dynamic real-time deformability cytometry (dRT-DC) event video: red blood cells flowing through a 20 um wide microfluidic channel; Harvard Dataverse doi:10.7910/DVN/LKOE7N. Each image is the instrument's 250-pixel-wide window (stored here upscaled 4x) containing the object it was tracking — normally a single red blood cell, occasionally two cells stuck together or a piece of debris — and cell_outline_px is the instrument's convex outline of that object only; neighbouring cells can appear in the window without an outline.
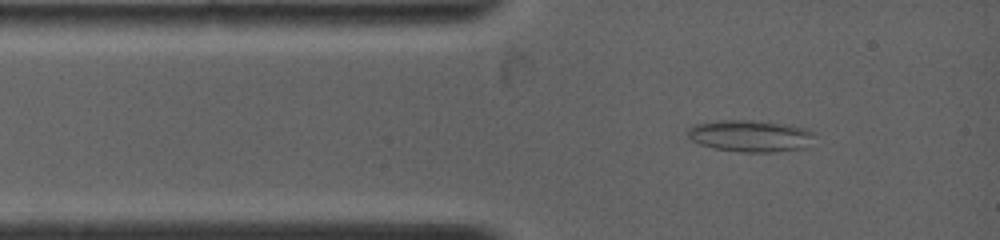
{"species": "common noctule bat (a hibernating species)", "species_latin": "Nyctalus noctula", "temperature_condition": "warm", "stored_images_in_passage": 20, "camera_frame_rate_fps": 4500, "um_per_image_px": 0.085, "animal": {"sex": "female", "body_mass_g": 19.0, "forearm_length_mm": 53.3}, "frame": {"image": 1, "passage_image": 3, "time_ms": 1.111, "image_size_px": [1000, 240], "cell_outline_px": [[816, 132], [804, 148], [772, 152], [740, 152], [716, 148], [700, 144], [692, 140], [688, 136], [688, 128], [692, 124], [716, 120], [752, 120], [788, 124], [804, 128]], "centroid_in_image_um": [63.75, 11.54], "position_along_channel_um": 21.3, "area_um2": 23.47}}
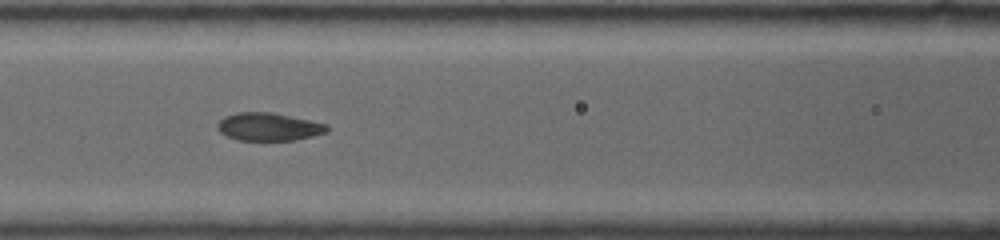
{"frame": {"image": 2, "passage_image": 11, "time_ms": 4.667, "image_size_px": [1000, 240], "cell_outline_px": [[328, 132], [312, 136], [292, 140], [240, 140], [228, 136], [220, 132], [216, 128], [216, 124], [224, 116], [236, 112], [272, 112], [328, 124]], "centroid_in_image_um": [22.82, 10.76], "position_along_channel_um": 143.8, "area_um2": 17.8}}
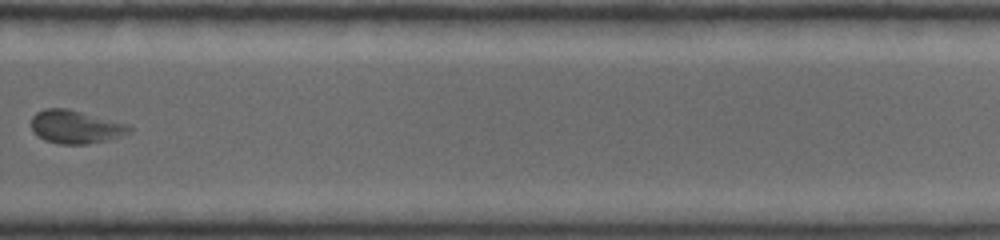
{"frame": {"image": 3, "passage_image": 20, "time_ms": 9.333, "image_size_px": [1000, 240], "cell_outline_px": [[132, 132], [108, 140], [88, 144], [60, 144], [44, 140], [32, 132], [32, 116], [36, 112], [44, 108], [68, 108], [128, 124], [132, 128]], "centroid_in_image_um": [6.42, 10.78], "position_along_channel_um": 323.4, "area_um2": 19.13}}